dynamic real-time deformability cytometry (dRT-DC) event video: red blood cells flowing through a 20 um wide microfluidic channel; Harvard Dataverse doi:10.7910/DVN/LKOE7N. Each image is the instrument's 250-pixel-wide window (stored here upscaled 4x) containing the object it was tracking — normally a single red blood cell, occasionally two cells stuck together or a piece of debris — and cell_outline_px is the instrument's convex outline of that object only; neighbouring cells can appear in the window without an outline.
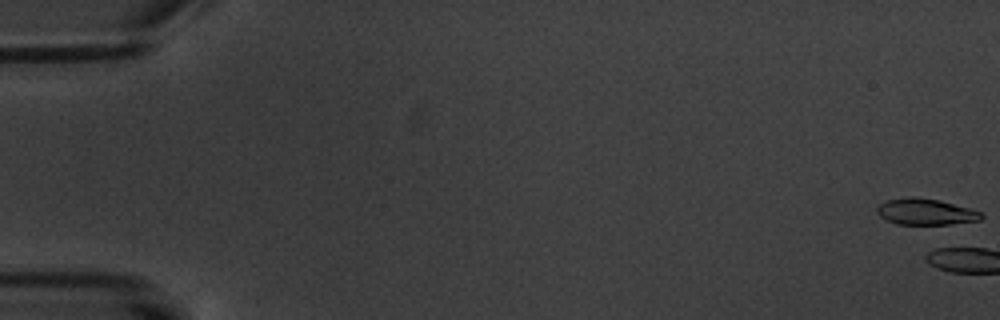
{"species": "common noctule bat (a hibernating species)", "species_latin": "Nyctalus noctula", "temperature_condition": "warm", "stored_images_in_passage": 5, "camera_frame_rate_fps": 3000, "um_per_image_px": 0.085, "animal": {"sex": "male", "body_mass_g": 20.1, "forearm_length_mm": 53.5}, "frame": {"image": 1, "passage_image": 1, "time_ms": 0.0, "image_size_px": [1000, 320], "cell_outline_px": [[984, 216], [980, 220], [948, 224], [896, 224], [880, 216], [876, 212], [876, 208], [880, 204], [888, 200], [912, 196], [940, 200], [968, 208], [980, 212]], "centroid_in_image_um": [78.66, 18.0], "position_along_channel_um": 6.3, "area_um2": 15.72}}